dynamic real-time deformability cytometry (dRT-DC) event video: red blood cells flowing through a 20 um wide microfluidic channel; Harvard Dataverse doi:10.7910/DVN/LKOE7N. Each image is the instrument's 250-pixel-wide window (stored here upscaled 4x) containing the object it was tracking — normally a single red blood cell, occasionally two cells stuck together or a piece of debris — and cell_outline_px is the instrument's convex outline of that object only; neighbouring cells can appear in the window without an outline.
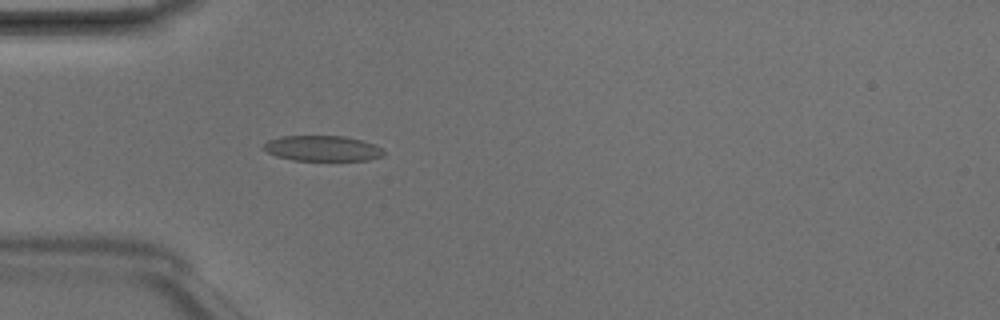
{"species": "Egyptian fruit bat (a non-hibernating species)", "species_latin": "Rousettus aegyptiacus", "temperature_condition": "room temperature", "stored_images_in_passage": 5, "camera_frame_rate_fps": 3000, "um_per_image_px": 0.085, "animal": {"sex": "male"}, "frame": {"image": 1, "passage_image": 5, "time_ms": 1.333, "image_size_px": [1000, 320], "cell_outline_px": [[384, 156], [368, 160], [292, 160], [276, 156], [260, 148], [268, 140], [280, 136], [344, 136], [376, 144], [384, 152]], "centroid_in_image_um": [27.38, 12.61], "position_along_channel_um": 57.6, "area_um2": 17.86}}